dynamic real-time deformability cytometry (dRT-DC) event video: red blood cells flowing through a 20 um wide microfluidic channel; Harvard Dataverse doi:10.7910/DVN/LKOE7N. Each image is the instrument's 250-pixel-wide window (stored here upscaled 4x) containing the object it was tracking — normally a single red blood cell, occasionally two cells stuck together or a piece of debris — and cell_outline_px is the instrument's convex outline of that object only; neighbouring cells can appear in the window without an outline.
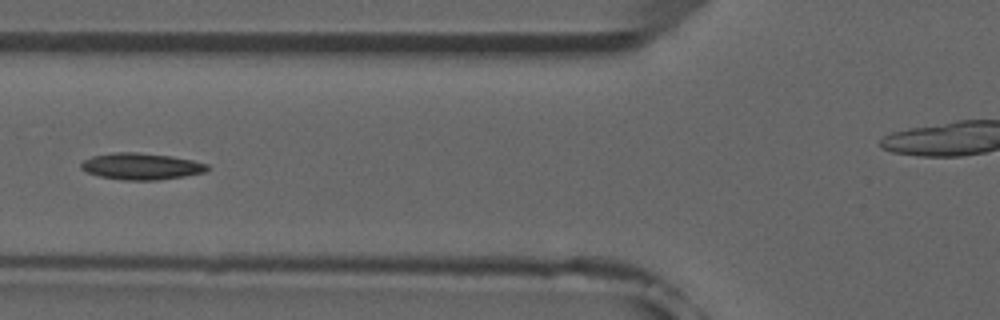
{"species": "common noctule bat (a hibernating species)", "species_latin": "Nyctalus noctula", "temperature_condition": "room temperature", "stored_images_in_passage": 6, "camera_frame_rate_fps": 3000, "um_per_image_px": 0.085, "animal": {"sex": "male", "forearm_length_mm": 52.5}, "frame": {"image": 1, "passage_image": 5, "time_ms": 4.667, "image_size_px": [1000, 320], "cell_outline_px": [[208, 168], [204, 172], [184, 176], [156, 180], [124, 180], [100, 176], [88, 172], [80, 168], [80, 164], [84, 160], [92, 156], [112, 152], [136, 152], [172, 156], [192, 160], [208, 164]], "centroid_in_image_um": [11.99, 14.13], "position_along_channel_um": 113.8, "area_um2": 19.42}}
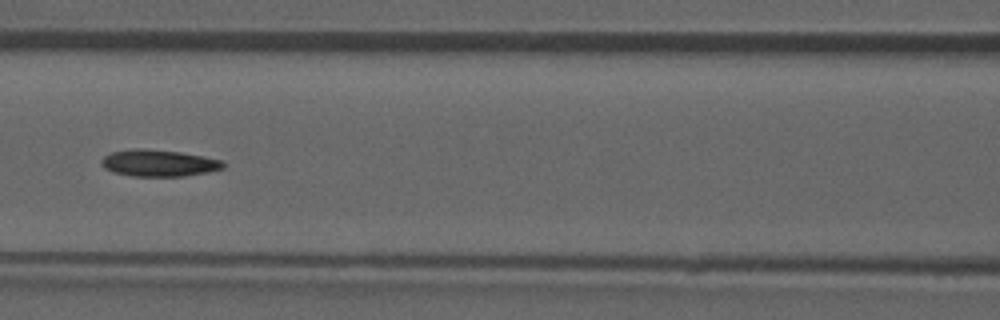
{"frame": {"image": 2, "passage_image": 6, "time_ms": 5.667, "image_size_px": [1000, 320], "cell_outline_px": [[224, 168], [208, 172], [184, 176], [132, 176], [112, 172], [104, 168], [100, 164], [100, 160], [104, 156], [112, 152], [136, 148], [144, 148], [180, 152], [204, 156], [224, 160]], "centroid_in_image_um": [13.49, 13.86], "position_along_channel_um": 153.1, "area_um2": 19.13}}